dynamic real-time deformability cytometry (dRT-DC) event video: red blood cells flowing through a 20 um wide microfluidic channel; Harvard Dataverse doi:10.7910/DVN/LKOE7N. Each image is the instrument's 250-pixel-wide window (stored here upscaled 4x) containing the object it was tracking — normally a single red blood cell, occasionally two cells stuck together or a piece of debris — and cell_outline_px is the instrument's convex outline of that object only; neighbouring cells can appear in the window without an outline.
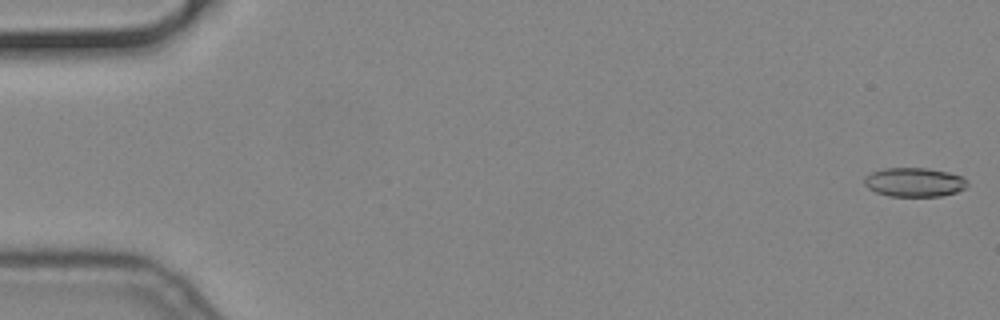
{"species": "common noctule bat (a hibernating species)", "species_latin": "Nyctalus noctula", "temperature_condition": "cold", "stored_images_in_passage": 56, "camera_frame_rate_fps": 3000, "um_per_image_px": 0.085, "animal": {"sex": "male", "body_mass_g": 19.2, "forearm_length_mm": 51.8}, "frame": {"image": 1, "passage_image": 1, "time_ms": 0.0, "image_size_px": [1000, 320], "cell_outline_px": [[968, 188], [956, 192], [940, 196], [888, 196], [876, 192], [868, 188], [864, 184], [864, 176], [872, 172], [884, 168], [928, 168], [948, 172], [960, 176], [968, 180]], "centroid_in_image_um": [77.73, 15.49], "position_along_channel_um": 7.3, "area_um2": 17.57}}
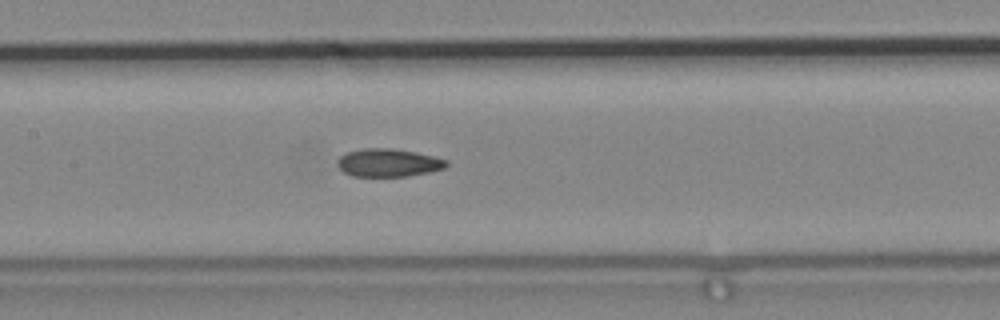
{"frame": {"image": 2, "passage_image": 27, "time_ms": 8.667, "image_size_px": [1000, 320], "cell_outline_px": [[448, 164], [444, 168], [428, 172], [408, 176], [352, 176], [344, 172], [336, 164], [336, 160], [344, 152], [364, 148], [392, 148], [416, 152], [448, 160]], "centroid_in_image_um": [32.97, 13.82], "position_along_channel_um": 174.4, "area_um2": 17.86}}
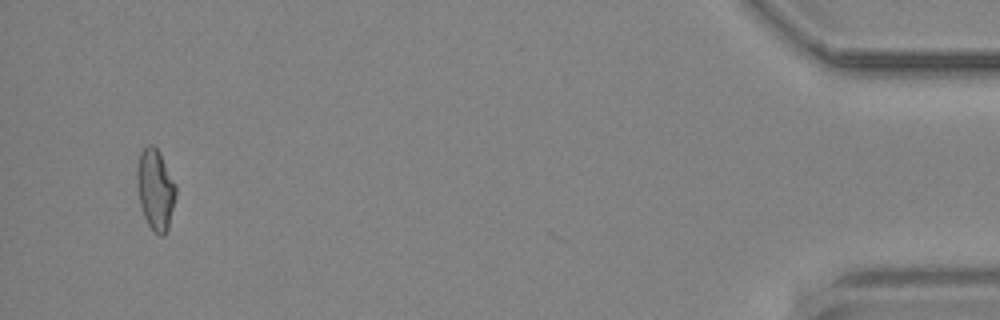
{"frame": {"image": 3, "passage_image": 54, "time_ms": 17.667, "image_size_px": [1000, 320], "cell_outline_px": [[176, 196], [168, 228], [164, 236], [160, 236], [148, 224], [144, 216], [140, 204], [136, 184], [136, 168], [140, 152], [148, 144], [152, 144], [160, 152], [176, 184]], "centroid_in_image_um": [13.2, 16.07], "position_along_channel_um": 422.0, "area_um2": 18.44}}